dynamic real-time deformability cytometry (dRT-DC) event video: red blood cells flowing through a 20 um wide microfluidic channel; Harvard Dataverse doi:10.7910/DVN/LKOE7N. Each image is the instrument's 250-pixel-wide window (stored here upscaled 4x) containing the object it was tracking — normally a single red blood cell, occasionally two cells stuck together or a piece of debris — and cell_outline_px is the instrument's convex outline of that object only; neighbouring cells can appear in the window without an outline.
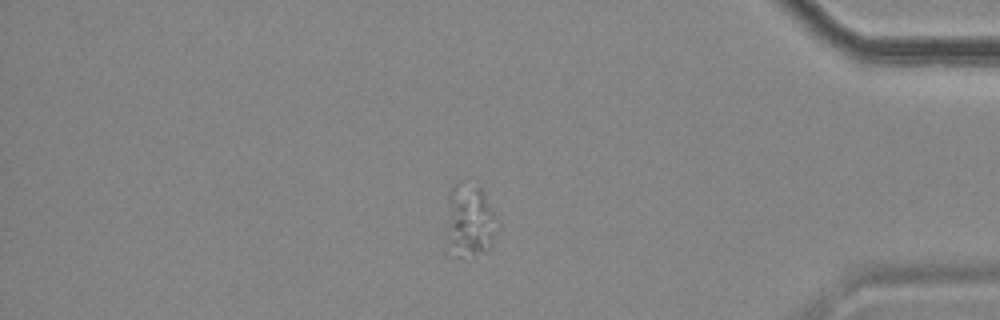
{"species": "common noctule bat (a hibernating species)", "species_latin": "Nyctalus noctula", "temperature_condition": "cold", "stored_images_in_passage": 43, "segment_of_instrument_passage": [2, 2], "camera_frame_rate_fps": 3000, "um_per_image_px": 0.085, "animal": {"sex": "female", "body_mass_g": 18.4}, "frame": {"image": 1, "passage_image": 34, "time_ms": 11.0, "image_size_px": [1000, 320], "cell_outline_px": [[492, 248], [484, 252], [460, 256], [456, 256], [444, 252], [448, 200], [452, 188], [460, 180], [480, 184], [492, 212]], "centroid_in_image_um": [39.79, 18.76], "position_along_channel_um": 395.4, "area_um2": 21.68}}
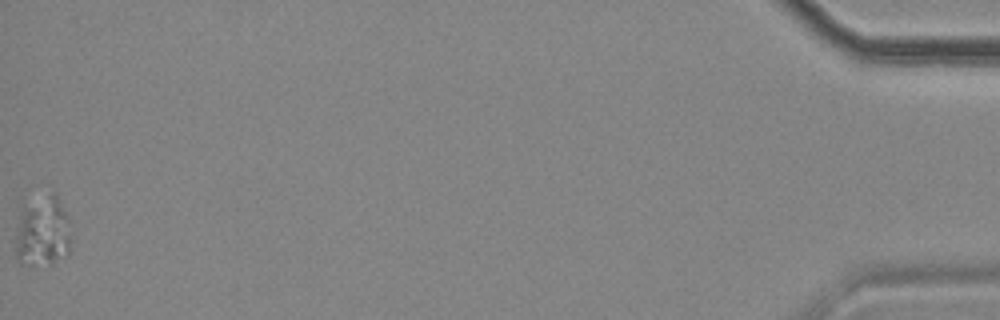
{"frame": {"image": 2, "passage_image": 43, "time_ms": 14.0, "image_size_px": [1000, 320], "cell_outline_px": [[72, 240], [68, 252], [48, 264], [20, 264], [16, 256], [16, 236], [20, 216], [24, 208], [52, 192], [56, 192], [68, 216]], "centroid_in_image_um": [3.67, 19.7], "position_along_channel_um": 431.5, "area_um2": 22.37}}